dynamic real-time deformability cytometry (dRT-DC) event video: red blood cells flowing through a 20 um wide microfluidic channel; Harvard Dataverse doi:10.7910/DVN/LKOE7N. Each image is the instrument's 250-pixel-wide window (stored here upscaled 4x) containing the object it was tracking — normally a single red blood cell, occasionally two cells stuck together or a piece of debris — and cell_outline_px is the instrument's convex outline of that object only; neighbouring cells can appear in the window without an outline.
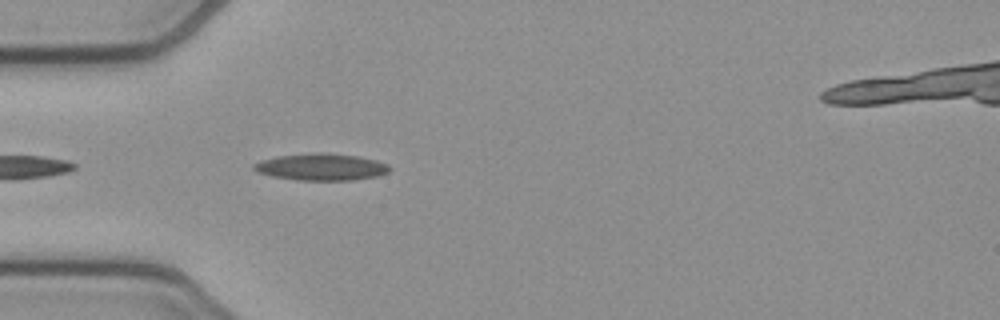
{"species": "common noctule bat (a hibernating species)", "species_latin": "Nyctalus noctula", "temperature_condition": "cold", "stored_images_in_passage": 6, "camera_frame_rate_fps": 3000, "um_per_image_px": 0.085, "animal": {"sex": "female", "body_mass_g": 21.9}, "frame": {"image": 1, "passage_image": 3, "time_ms": 0.667, "image_size_px": [1000, 320], "cell_outline_px": [[392, 168], [388, 172], [376, 176], [352, 180], [296, 180], [272, 176], [256, 172], [252, 168], [252, 164], [260, 160], [276, 156], [316, 152], [320, 152], [356, 156], [376, 160], [388, 164]], "centroid_in_image_um": [27.26, 14.19], "position_along_channel_um": 57.7, "area_um2": 21.33}}